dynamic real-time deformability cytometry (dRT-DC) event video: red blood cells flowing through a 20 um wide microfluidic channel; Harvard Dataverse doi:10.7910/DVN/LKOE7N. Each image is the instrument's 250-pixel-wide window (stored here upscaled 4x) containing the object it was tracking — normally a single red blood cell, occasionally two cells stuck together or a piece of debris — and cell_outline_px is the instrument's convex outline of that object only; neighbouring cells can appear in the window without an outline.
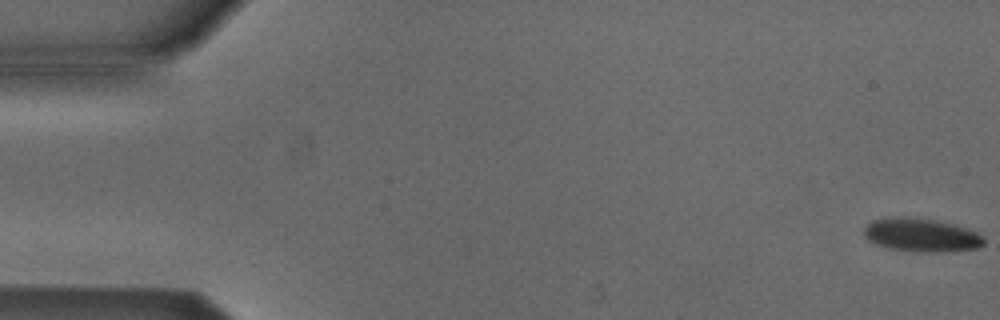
{"species": "Egyptian fruit bat (a non-hibernating species)", "species_latin": "Rousettus aegyptiacus", "temperature_condition": "cold", "stored_images_in_passage": 5, "camera_frame_rate_fps": 3000, "um_per_image_px": 0.085, "animal": {"sex": "male"}, "frame": {"image": 1, "passage_image": 1, "time_ms": 0.0, "image_size_px": [1000, 320], "cell_outline_px": [[984, 244], [976, 248], [936, 252], [920, 252], [888, 248], [876, 244], [868, 240], [864, 236], [864, 228], [872, 220], [884, 216], [908, 216], [936, 220], [956, 224], [968, 228], [984, 236]], "centroid_in_image_um": [78.28, 19.95], "position_along_channel_um": 6.7, "area_um2": 23.7}}
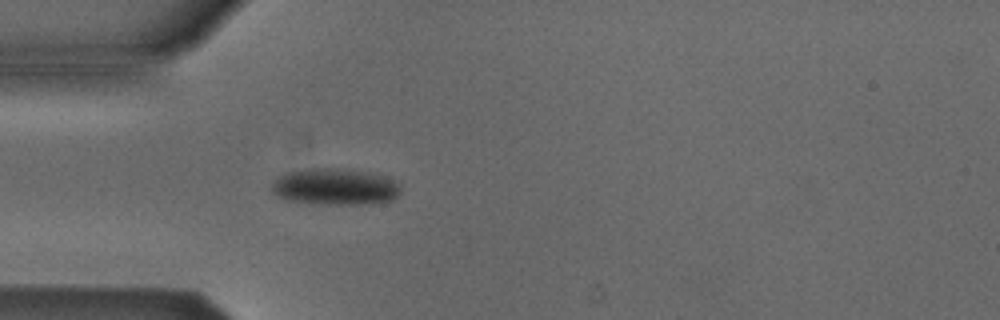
{"frame": {"image": 2, "passage_image": 5, "time_ms": 5.0, "image_size_px": [1000, 320], "cell_outline_px": [[400, 192], [392, 200], [356, 204], [308, 204], [288, 200], [276, 196], [272, 192], [272, 184], [280, 176], [288, 172], [312, 168], [336, 168], [380, 176], [392, 180], [400, 184]], "centroid_in_image_um": [28.41, 15.9], "position_along_channel_um": 56.6, "area_um2": 26.88}}